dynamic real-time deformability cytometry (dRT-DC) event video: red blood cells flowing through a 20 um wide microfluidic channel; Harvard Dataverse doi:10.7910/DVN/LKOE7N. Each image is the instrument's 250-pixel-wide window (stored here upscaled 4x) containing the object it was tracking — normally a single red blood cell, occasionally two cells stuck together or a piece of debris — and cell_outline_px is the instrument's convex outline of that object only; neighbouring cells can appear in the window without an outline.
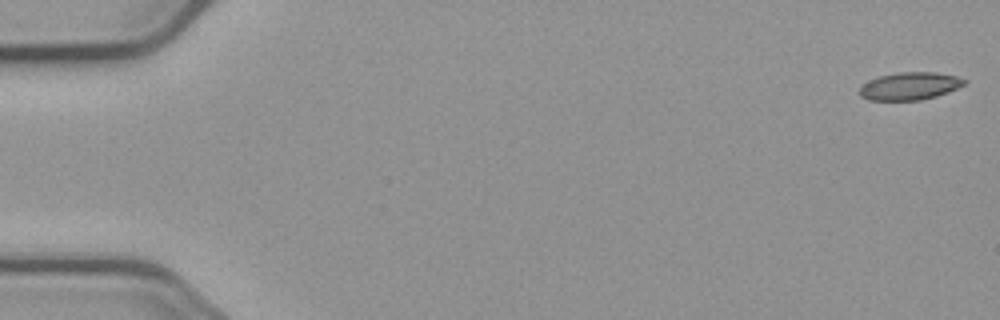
{"species": "common noctule bat (a hibernating species)", "species_latin": "Nyctalus noctula", "temperature_condition": "cold", "stored_images_in_passage": 11, "camera_frame_rate_fps": 3000, "um_per_image_px": 0.085, "animal": {"sex": "male", "body_mass_g": 23.1, "forearm_length_mm": 52.7}, "frame": {"image": 1, "passage_image": 1, "time_ms": 0.0, "image_size_px": [1000, 320], "cell_outline_px": [[968, 80], [964, 84], [948, 92], [936, 96], [920, 100], [868, 100], [860, 96], [860, 88], [868, 80], [876, 76], [896, 72], [936, 72], [956, 76]], "centroid_in_image_um": [77.31, 7.3], "position_along_channel_um": 7.7, "area_um2": 16.94}}